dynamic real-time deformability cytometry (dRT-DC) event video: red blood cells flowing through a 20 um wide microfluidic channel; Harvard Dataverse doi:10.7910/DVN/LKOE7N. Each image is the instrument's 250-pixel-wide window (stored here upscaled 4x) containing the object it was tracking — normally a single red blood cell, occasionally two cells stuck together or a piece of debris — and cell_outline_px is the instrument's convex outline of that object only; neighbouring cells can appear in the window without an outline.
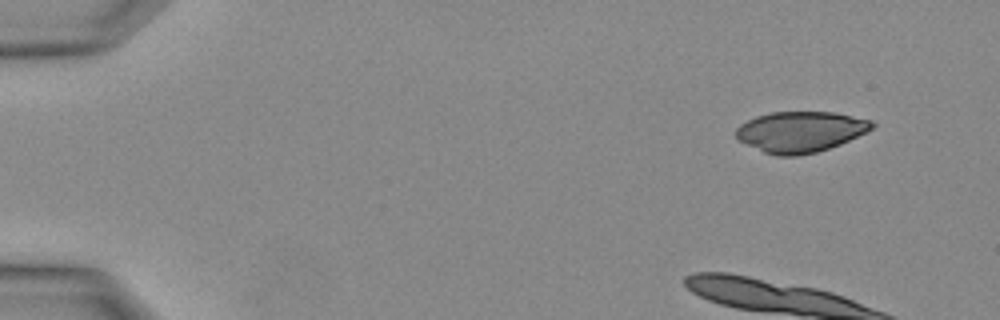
{"species": "Egyptian fruit bat (a non-hibernating species)", "species_latin": "Rousettus aegyptiacus", "temperature_condition": "warm", "stored_images_in_passage": 8, "camera_frame_rate_fps": 3000, "um_per_image_px": 0.085, "animal": {"sex": "female"}, "frame": {"image": 1, "passage_image": 1, "time_ms": 0.0, "image_size_px": [1000, 320], "cell_outline_px": [[876, 124], [868, 132], [840, 144], [816, 152], [796, 156], [776, 156], [764, 152], [740, 140], [736, 136], [736, 128], [740, 124], [756, 116], [772, 112], [832, 112], [872, 120]], "centroid_in_image_um": [68.06, 11.19], "position_along_channel_um": 16.9, "area_um2": 32.14}}